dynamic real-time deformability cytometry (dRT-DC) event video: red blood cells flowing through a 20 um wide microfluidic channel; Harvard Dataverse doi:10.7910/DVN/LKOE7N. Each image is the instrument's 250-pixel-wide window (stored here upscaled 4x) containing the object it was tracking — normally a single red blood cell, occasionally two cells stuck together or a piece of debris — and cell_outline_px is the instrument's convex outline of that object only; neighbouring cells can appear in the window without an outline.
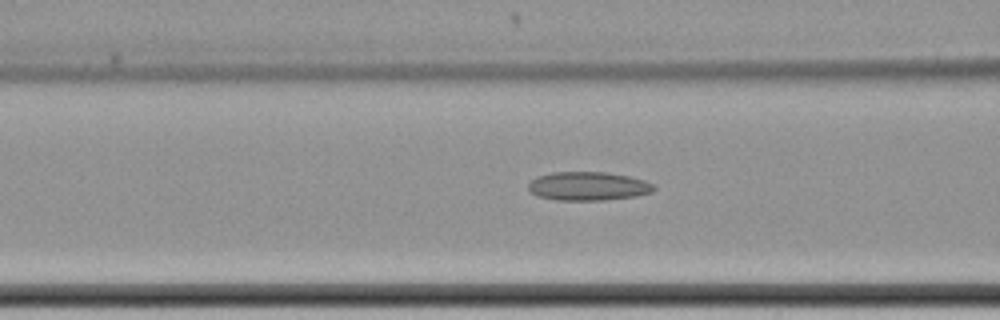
{"species": "common noctule bat (a hibernating species)", "species_latin": "Nyctalus noctula", "temperature_condition": "cold", "stored_images_in_passage": 31, "camera_frame_rate_fps": 3000, "um_per_image_px": 0.085, "animal": {"sex": "female", "body_mass_g": 22.7, "forearm_length_mm": 54.2}, "frame": {"image": 1, "passage_image": 6, "time_ms": 1.667, "image_size_px": [1000, 320], "cell_outline_px": [[656, 188], [652, 192], [636, 196], [604, 200], [556, 200], [536, 196], [528, 188], [528, 184], [536, 176], [552, 172], [604, 172], [628, 176], [644, 180], [652, 184]], "centroid_in_image_um": [49.97, 15.82], "position_along_channel_um": 116.6, "area_um2": 20.98}}
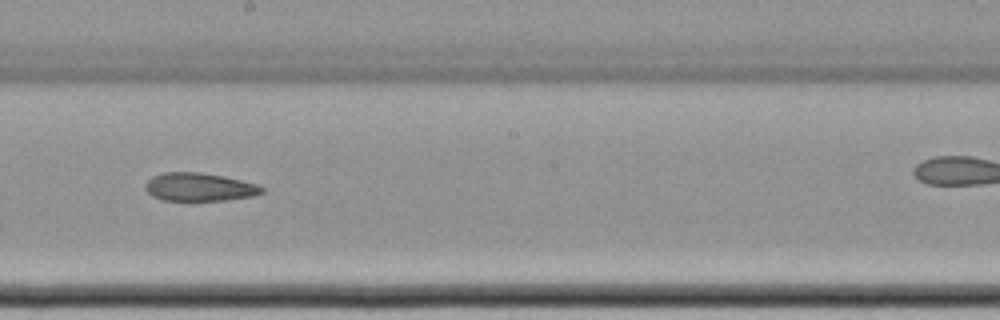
{"frame": {"image": 2, "passage_image": 16, "time_ms": 5.0, "image_size_px": [1000, 320], "cell_outline_px": [[264, 192], [252, 196], [228, 200], [164, 200], [152, 196], [144, 188], [148, 180], [152, 176], [164, 172], [200, 172], [224, 176], [256, 184], [264, 188]], "centroid_in_image_um": [16.93, 15.89], "position_along_channel_um": 231.3, "area_um2": 19.07}}
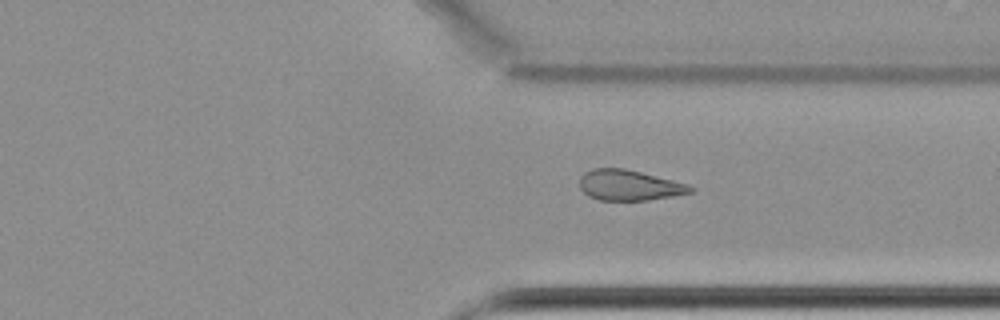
{"frame": {"image": 3, "passage_image": 27, "time_ms": 8.667, "image_size_px": [1000, 320], "cell_outline_px": [[692, 192], [672, 196], [648, 200], [600, 200], [588, 196], [580, 188], [580, 176], [584, 172], [592, 168], [624, 168], [688, 184], [692, 188]], "centroid_in_image_um": [53.43, 15.74], "position_along_channel_um": 358.0, "area_um2": 19.54}}